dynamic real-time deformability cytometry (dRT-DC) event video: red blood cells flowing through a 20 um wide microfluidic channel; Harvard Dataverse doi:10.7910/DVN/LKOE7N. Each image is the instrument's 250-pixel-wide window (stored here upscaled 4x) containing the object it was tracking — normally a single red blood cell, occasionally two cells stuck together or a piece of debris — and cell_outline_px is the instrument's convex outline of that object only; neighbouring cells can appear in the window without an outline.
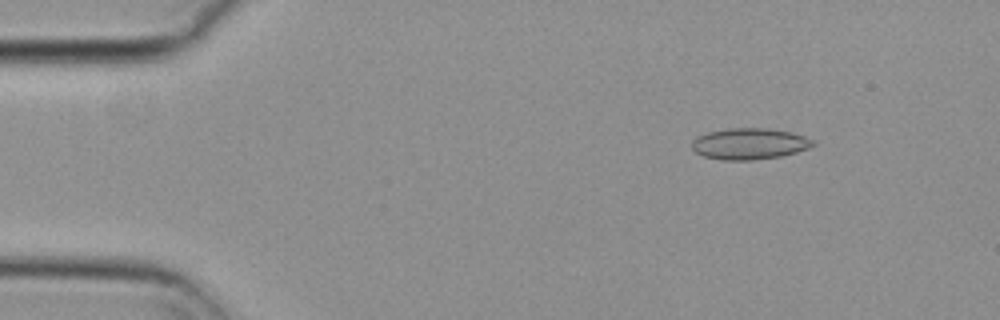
{"species": "common noctule bat (a hibernating species)", "species_latin": "Nyctalus noctula", "temperature_condition": "cold", "stored_images_in_passage": 55, "camera_frame_rate_fps": 3000, "um_per_image_px": 0.085, "animal": {"sex": "female", "body_mass_g": 29.2, "forearm_length_mm": 56.3}, "frame": {"image": 1, "passage_image": 7, "time_ms": 2.0, "image_size_px": [1000, 320], "cell_outline_px": [[816, 144], [808, 148], [796, 152], [780, 156], [752, 160], [724, 160], [704, 156], [696, 152], [692, 148], [692, 140], [696, 136], [708, 132], [728, 128], [768, 128], [792, 132], [816, 140]], "centroid_in_image_um": [63.72, 12.21], "position_along_channel_um": 21.3, "area_um2": 22.14}}
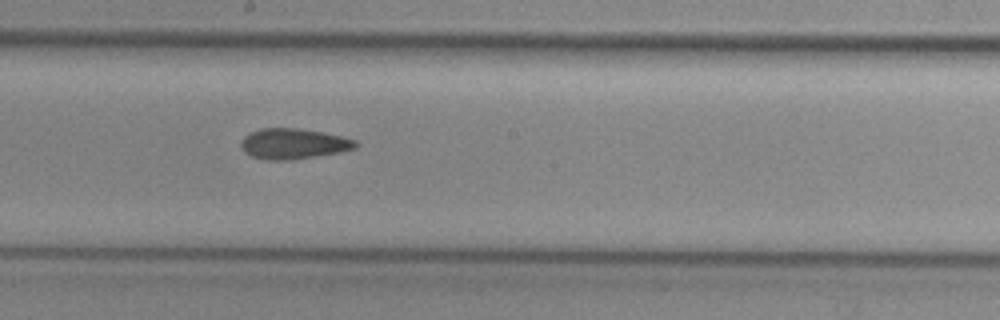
{"frame": {"image": 2, "passage_image": 30, "time_ms": 9.667, "image_size_px": [1000, 320], "cell_outline_px": [[360, 144], [356, 148], [340, 152], [292, 160], [268, 160], [252, 156], [244, 152], [240, 144], [240, 140], [248, 132], [260, 128], [296, 128], [344, 136], [356, 140]], "centroid_in_image_um": [24.94, 12.21], "position_along_channel_um": 223.3, "area_um2": 20.58}}
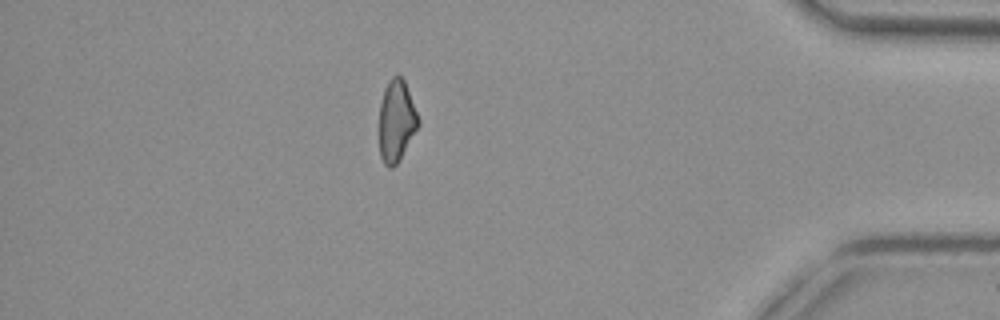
{"frame": {"image": 3, "passage_image": 48, "time_ms": 15.667, "image_size_px": [1000, 320], "cell_outline_px": [[420, 124], [400, 160], [392, 168], [388, 168], [384, 164], [380, 156], [380, 104], [384, 88], [388, 80], [396, 72], [404, 80], [420, 120]], "centroid_in_image_um": [33.7, 10.27], "position_along_channel_um": 401.5, "area_um2": 18.73}, "authors_computed_cell_mechanics": {"area_um2": 20.4034, "velocity_mm_per_s": 3.7098, "shape_relaxation_time_tau1_ms": null, "shape_relaxation_time_tau2_ms": 8.8212, "deformation_change_tau1": null, "deformation_change_tau2": 0.1663}}